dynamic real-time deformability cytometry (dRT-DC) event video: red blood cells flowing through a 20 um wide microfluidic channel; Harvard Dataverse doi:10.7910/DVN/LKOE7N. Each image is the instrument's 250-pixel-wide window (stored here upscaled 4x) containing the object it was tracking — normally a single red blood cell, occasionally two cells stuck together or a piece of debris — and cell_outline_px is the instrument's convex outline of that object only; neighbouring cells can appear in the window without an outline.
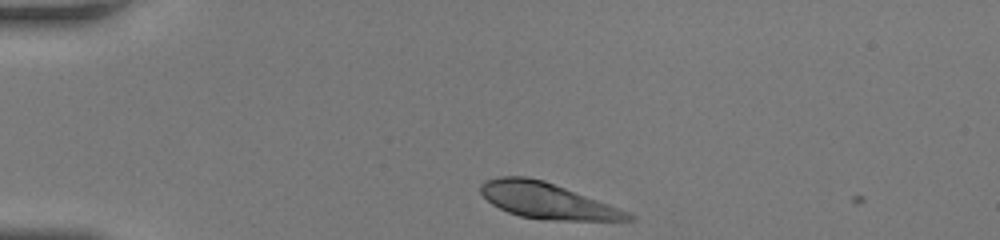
{"species": "human", "species_latin": "Homo sapiens", "temperature_condition": "room temperature", "stored_images_in_passage": 34, "camera_frame_rate_fps": 3000, "um_per_image_px": 0.085, "donor": {"sex": "female"}, "frame": {"image": 1, "passage_image": 1, "time_ms": 0.0, "image_size_px": [1000, 240], "cell_outline_px": [[636, 220], [548, 220], [520, 216], [508, 212], [492, 204], [480, 192], [480, 184], [484, 180], [500, 176], [528, 176], [544, 180], [608, 204], [636, 216]], "centroid_in_image_um": [46.45, 17.05], "position_along_channel_um": 38.5, "area_um2": 30.46}}
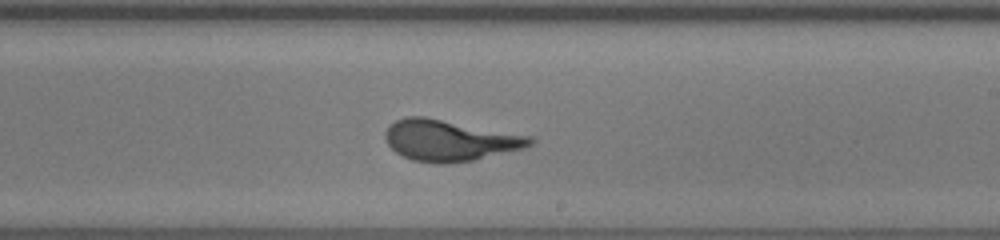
{"frame": {"image": 2, "passage_image": 20, "time_ms": 6.333, "image_size_px": [1000, 240], "cell_outline_px": [[536, 140], [532, 144], [524, 148], [476, 160], [444, 164], [436, 164], [412, 160], [396, 152], [388, 144], [384, 136], [384, 132], [388, 124], [396, 120], [408, 116], [424, 116], [532, 136]], "centroid_in_image_um": [38.22, 11.93], "position_along_channel_um": 250.8, "area_um2": 34.91}}
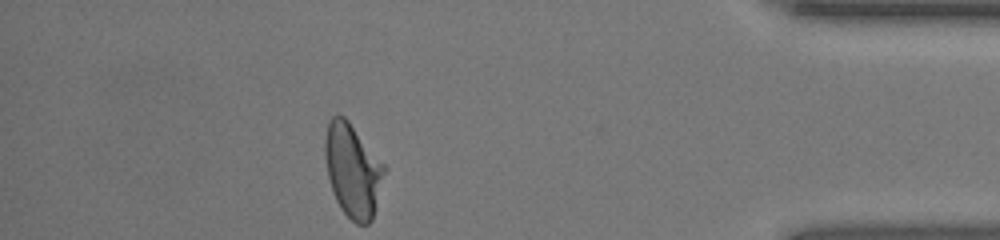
{"frame": {"image": 3, "passage_image": 34, "time_ms": 11.0, "image_size_px": [1000, 240], "cell_outline_px": [[384, 172], [372, 220], [368, 224], [356, 224], [340, 208], [332, 192], [328, 176], [324, 156], [324, 140], [328, 120], [332, 116], [344, 116], [348, 120], [384, 164]], "centroid_in_image_um": [29.94, 14.47], "position_along_channel_um": 405.3, "area_um2": 31.91}}